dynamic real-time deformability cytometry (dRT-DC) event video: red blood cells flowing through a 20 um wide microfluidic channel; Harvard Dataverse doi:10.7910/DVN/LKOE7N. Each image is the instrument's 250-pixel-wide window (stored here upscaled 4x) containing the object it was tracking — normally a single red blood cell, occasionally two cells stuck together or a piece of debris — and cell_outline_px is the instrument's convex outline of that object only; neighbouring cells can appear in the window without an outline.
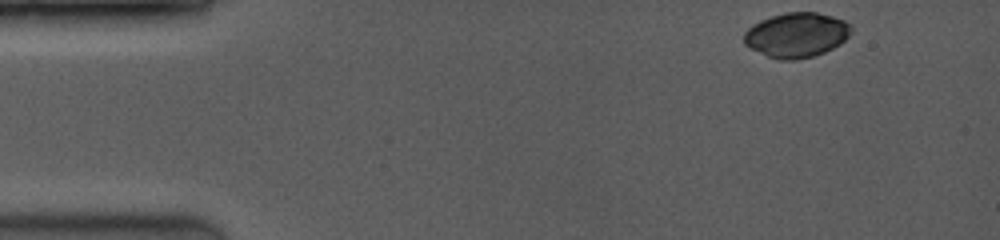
{"species": "common noctule bat (a hibernating species)", "species_latin": "Nyctalus noctula", "temperature_condition": "room temperature", "stored_images_in_passage": 13, "camera_frame_rate_fps": 3500, "um_per_image_px": 0.085, "animal": {"sex": "female", "body_mass_g": 19.0, "forearm_length_mm": 53.3}, "frame": {"image": 1, "passage_image": 1, "time_ms": 0.0, "image_size_px": [1000, 240], "cell_outline_px": [[852, 32], [840, 44], [824, 52], [812, 56], [796, 60], [780, 60], [768, 56], [744, 44], [744, 32], [752, 24], [760, 20], [772, 16], [788, 12], [816, 12], [832, 16], [844, 20], [852, 28]], "centroid_in_image_um": [67.7, 2.97], "position_along_channel_um": 17.3, "area_um2": 27.8}}
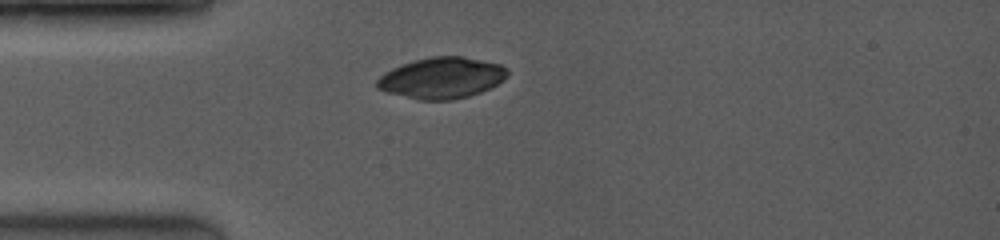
{"frame": {"image": 2, "passage_image": 7, "time_ms": 2.857, "image_size_px": [1000, 240], "cell_outline_px": [[508, 76], [504, 80], [480, 92], [468, 96], [452, 100], [416, 100], [388, 92], [376, 88], [376, 80], [384, 72], [392, 68], [416, 60], [432, 56], [464, 56], [500, 64], [508, 68]], "centroid_in_image_um": [37.55, 6.62], "position_along_channel_um": 47.4, "area_um2": 31.27}}